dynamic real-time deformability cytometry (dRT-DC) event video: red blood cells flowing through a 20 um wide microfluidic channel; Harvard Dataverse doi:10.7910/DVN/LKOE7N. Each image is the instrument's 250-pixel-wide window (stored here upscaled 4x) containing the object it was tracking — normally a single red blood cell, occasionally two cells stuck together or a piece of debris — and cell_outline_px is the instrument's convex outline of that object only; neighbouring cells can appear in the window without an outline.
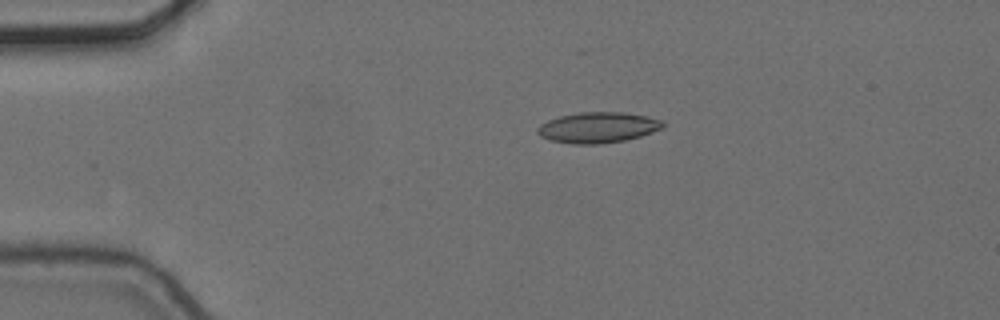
{"species": "common noctule bat (a hibernating species)", "species_latin": "Nyctalus noctula", "temperature_condition": "cold", "stored_images_in_passage": 5, "camera_frame_rate_fps": 3000, "um_per_image_px": 0.085, "animal": {"sex": "female", "body_mass_g": 24.6, "forearm_length_mm": 56.2}, "frame": {"image": 1, "passage_image": 3, "time_ms": 0.667, "image_size_px": [1000, 320], "cell_outline_px": [[664, 128], [640, 136], [624, 140], [600, 144], [572, 144], [552, 140], [540, 136], [536, 132], [536, 128], [540, 124], [548, 120], [560, 116], [580, 112], [624, 112], [648, 116], [664, 120]], "centroid_in_image_um": [50.84, 10.83], "position_along_channel_um": 34.2, "area_um2": 22.54}}